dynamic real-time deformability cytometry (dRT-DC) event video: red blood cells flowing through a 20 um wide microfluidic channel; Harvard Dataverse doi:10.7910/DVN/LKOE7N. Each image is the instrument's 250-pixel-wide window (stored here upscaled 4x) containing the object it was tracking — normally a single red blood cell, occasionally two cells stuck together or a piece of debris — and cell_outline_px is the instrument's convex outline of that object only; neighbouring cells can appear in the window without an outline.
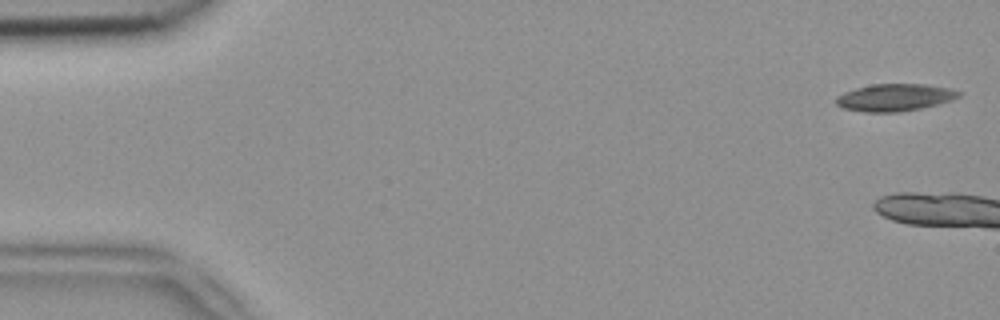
{"species": "common noctule bat (a hibernating species)", "species_latin": "Nyctalus noctula", "temperature_condition": "room temperature", "stored_images_in_passage": 7, "camera_frame_rate_fps": 3000, "um_per_image_px": 0.085, "animal": {"sex": "female", "body_mass_g": 18.4}, "frame": {"image": 1, "passage_image": 1, "time_ms": 0.0, "image_size_px": [1000, 320], "cell_outline_px": [[960, 96], [952, 100], [920, 108], [900, 112], [864, 112], [844, 108], [836, 104], [836, 96], [844, 92], [856, 88], [872, 84], [924, 84], [948, 88], [960, 92]], "centroid_in_image_um": [76.02, 8.28], "position_along_channel_um": 9.0, "area_um2": 19.31}}